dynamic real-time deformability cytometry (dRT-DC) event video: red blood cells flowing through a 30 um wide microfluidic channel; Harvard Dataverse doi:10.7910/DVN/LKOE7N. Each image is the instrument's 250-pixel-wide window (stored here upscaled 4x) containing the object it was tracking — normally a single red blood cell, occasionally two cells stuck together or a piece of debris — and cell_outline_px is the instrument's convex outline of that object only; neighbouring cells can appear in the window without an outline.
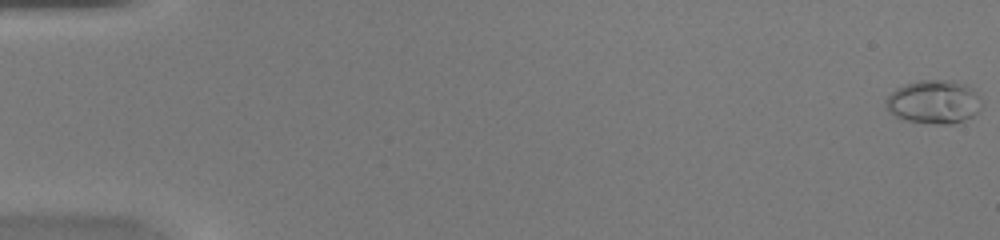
{"species": "common noctule bat (a hibernating species)", "species_latin": "Nyctalus noctula", "temperature_condition": "warm", "stored_images_in_passage": 50, "camera_frame_rate_fps": 3000, "um_per_image_px": 0.085, "animal": {"sex": "female", "body_mass_g": 20.0, "forearm_length_mm": 54.0}, "frame": {"image": 1, "passage_image": 1, "time_ms": 0.0, "image_size_px": [1000, 240], "cell_outline_px": [[984, 104], [972, 116], [964, 120], [952, 124], [936, 124], [908, 120], [896, 116], [888, 112], [884, 108], [884, 100], [896, 88], [904, 84], [920, 80], [952, 80], [968, 84], [976, 88]], "centroid_in_image_um": [79.41, 8.64], "position_along_channel_um": 5.6, "area_um2": 24.85}}
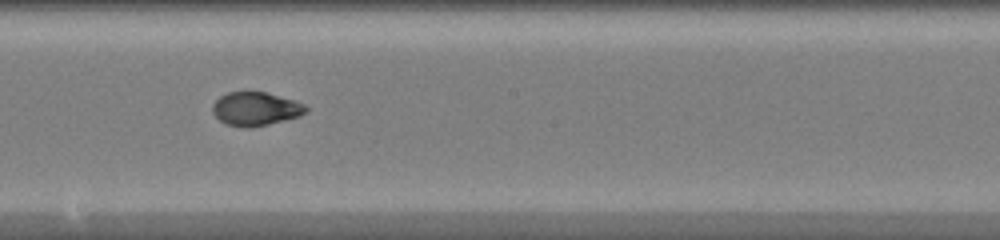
{"frame": {"image": 2, "passage_image": 29, "time_ms": 9.333, "image_size_px": [1000, 240], "cell_outline_px": [[308, 112], [300, 116], [268, 124], [248, 128], [244, 128], [224, 124], [212, 112], [212, 104], [220, 96], [228, 92], [264, 92], [292, 100], [304, 104], [308, 108]], "centroid_in_image_um": [21.7, 9.26], "position_along_channel_um": 226.5, "area_um2": 18.21}}
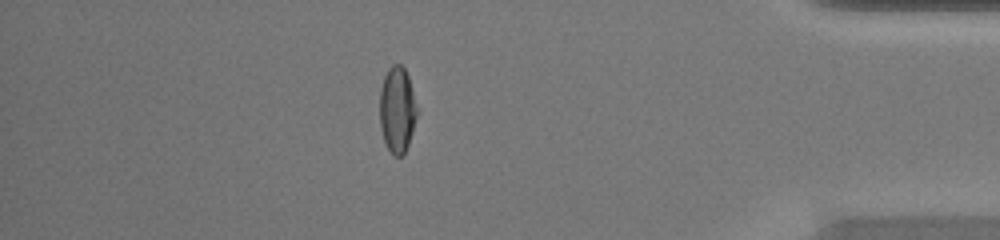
{"frame": {"image": 3, "passage_image": 44, "time_ms": 14.333, "image_size_px": [1000, 240], "cell_outline_px": [[420, 112], [404, 156], [396, 156], [388, 148], [384, 140], [380, 124], [380, 88], [384, 76], [388, 68], [392, 64], [400, 64], [404, 68], [408, 76], [420, 108]], "centroid_in_image_um": [33.81, 9.31], "position_along_channel_um": 401.4, "area_um2": 19.25}, "authors_computed_cell_mechanics": {"area_um2": 19.3052, "velocity_mm_per_s": 4.2341, "shape_relaxation_time_tau1_ms": 6.5759, "shape_relaxation_time_tau2_ms": 1.1429, "deformation_change_tau1": 0.2607, "deformation_change_tau2": 0.0385}}